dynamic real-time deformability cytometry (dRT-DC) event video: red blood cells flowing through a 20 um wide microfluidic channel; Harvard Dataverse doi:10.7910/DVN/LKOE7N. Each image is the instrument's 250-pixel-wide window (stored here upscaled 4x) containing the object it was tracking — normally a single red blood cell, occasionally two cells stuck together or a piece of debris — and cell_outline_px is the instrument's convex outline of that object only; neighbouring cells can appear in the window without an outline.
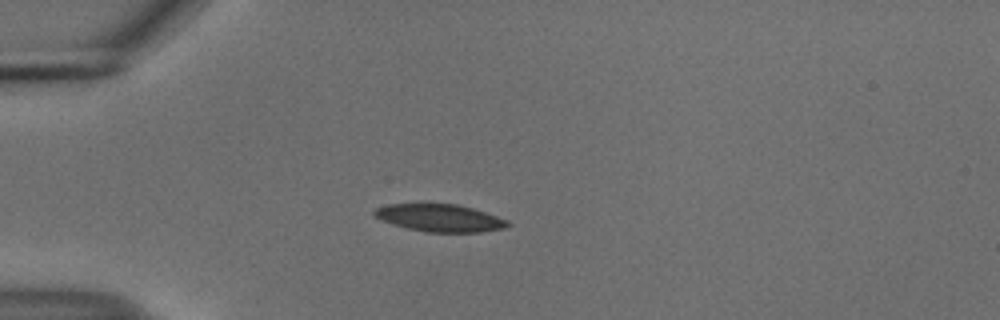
{"species": "common noctule bat (a hibernating species)", "species_latin": "Nyctalus noctula", "temperature_condition": "cold", "stored_images_in_passage": 41, "camera_frame_rate_fps": 3000, "um_per_image_px": 0.085, "animal": {"sex": "male", "body_mass_g": 18.8}, "frame": {"image": 1, "passage_image": 1, "time_ms": 0.0, "image_size_px": [1000, 320], "cell_outline_px": [[512, 224], [504, 228], [480, 232], [424, 232], [408, 228], [380, 220], [372, 212], [376, 208], [388, 204], [456, 204], [472, 208], [508, 220]], "centroid_in_image_um": [37.39, 18.53], "position_along_channel_um": 47.6, "area_um2": 21.15}}
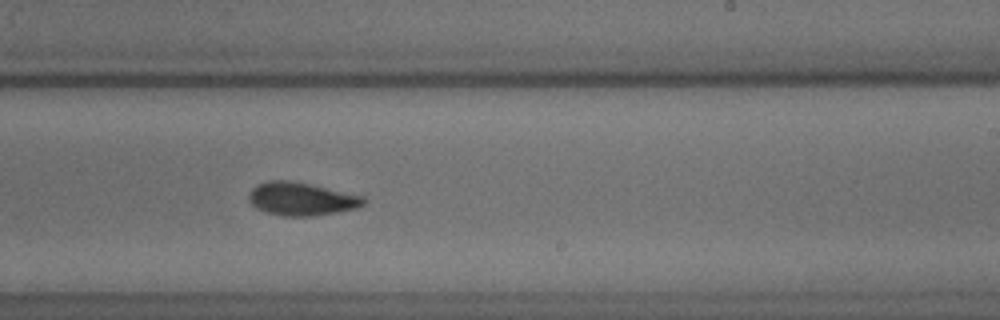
{"frame": {"image": 2, "passage_image": 20, "time_ms": 6.333, "image_size_px": [1000, 320], "cell_outline_px": [[368, 200], [364, 204], [356, 208], [336, 212], [312, 216], [284, 216], [268, 212], [256, 208], [248, 200], [248, 196], [252, 188], [256, 184], [268, 180], [292, 180], [364, 196]], "centroid_in_image_um": [25.61, 16.89], "position_along_channel_um": 263.4, "area_um2": 22.2}}
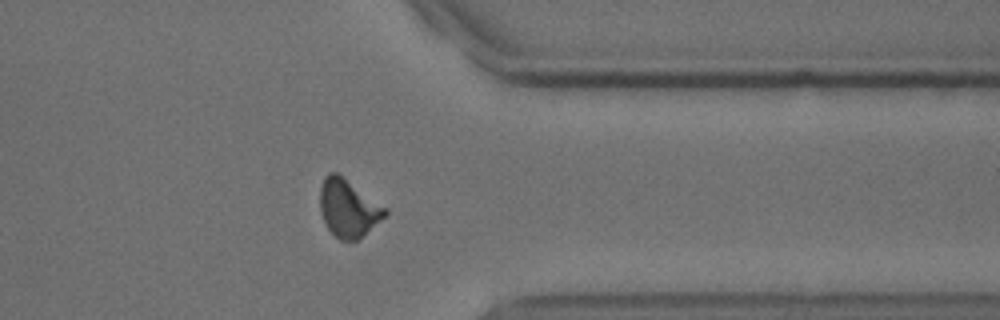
{"frame": {"image": 3, "passage_image": 30, "time_ms": 9.667, "image_size_px": [1000, 320], "cell_outline_px": [[388, 216], [356, 240], [340, 240], [328, 228], [320, 212], [320, 188], [324, 176], [328, 172], [336, 172], [388, 208]], "centroid_in_image_um": [29.62, 17.68], "position_along_channel_um": 381.8, "area_um2": 21.85}, "authors_computed_cell_mechanics": {"area_um2": 21.9062, "velocity_mm_per_s": 3.7161, "shape_relaxation_time_tau1_ms": 3.4981, "shape_relaxation_time_tau2_ms": 4.6415, "deformation_change_tau1": 0.1167, "deformation_change_tau2": 0.0967}}